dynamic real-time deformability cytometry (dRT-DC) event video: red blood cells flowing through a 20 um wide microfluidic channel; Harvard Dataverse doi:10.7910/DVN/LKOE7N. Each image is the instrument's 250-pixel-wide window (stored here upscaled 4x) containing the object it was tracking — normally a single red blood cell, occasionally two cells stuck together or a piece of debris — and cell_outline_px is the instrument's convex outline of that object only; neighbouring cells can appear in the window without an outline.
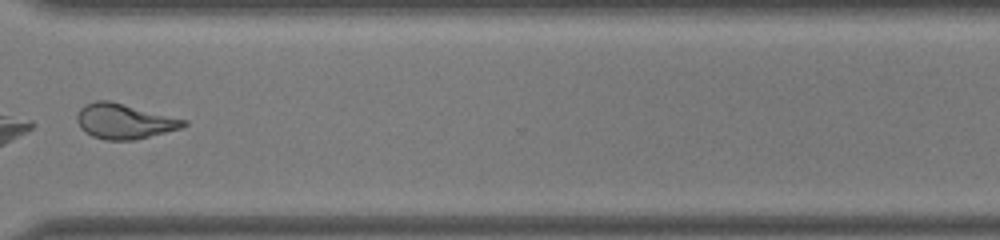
{"species": "common noctule bat (a hibernating species)", "species_latin": "Nyctalus noctula", "temperature_condition": "warm", "stored_images_in_passage": 29, "camera_frame_rate_fps": 3000, "um_per_image_px": 0.085, "animal": {"sex": "male", "body_mass_g": 19.0, "forearm_length_mm": 50.8}, "frame": {"image": 1, "passage_image": 25, "time_ms": 8.0, "image_size_px": [1000, 240], "cell_outline_px": [[188, 124], [184, 128], [136, 140], [104, 140], [92, 136], [84, 132], [80, 128], [76, 120], [76, 116], [80, 108], [84, 104], [96, 100], [108, 100], [188, 120]], "centroid_in_image_um": [10.57, 10.32], "position_along_channel_um": 360.0, "area_um2": 22.14}}